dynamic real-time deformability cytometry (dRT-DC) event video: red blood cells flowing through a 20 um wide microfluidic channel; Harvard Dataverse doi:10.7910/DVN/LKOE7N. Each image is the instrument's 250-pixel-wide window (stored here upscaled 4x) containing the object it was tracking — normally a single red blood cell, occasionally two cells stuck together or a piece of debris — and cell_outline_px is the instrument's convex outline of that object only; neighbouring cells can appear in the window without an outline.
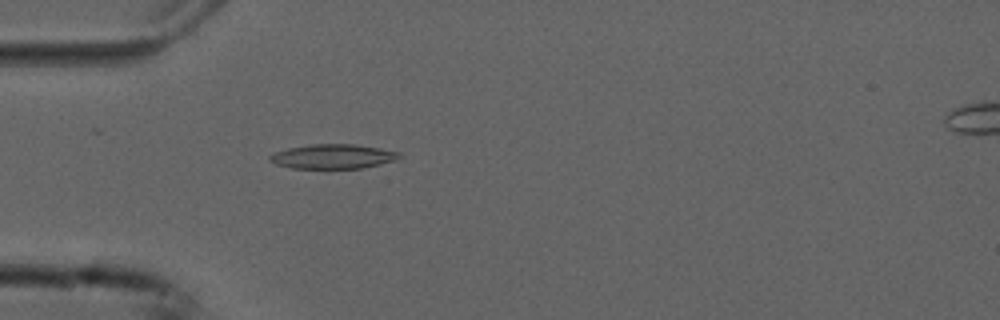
{"species": "common noctule bat (a hibernating species)", "species_latin": "Nyctalus noctula", "temperature_condition": "cold", "stored_images_in_passage": 54, "camera_frame_rate_fps": 3000, "um_per_image_px": 0.085, "animal": {"sex": "male", "forearm_length_mm": 52.5}, "frame": {"image": 1, "passage_image": 16, "time_ms": 5.0, "image_size_px": [1000, 320], "cell_outline_px": [[404, 156], [396, 160], [364, 168], [328, 172], [292, 168], [276, 164], [268, 160], [268, 156], [272, 152], [288, 148], [312, 144], [352, 144], [380, 148], [400, 152]], "centroid_in_image_um": [28.28, 13.35], "position_along_channel_um": 56.7, "area_um2": 19.65}}
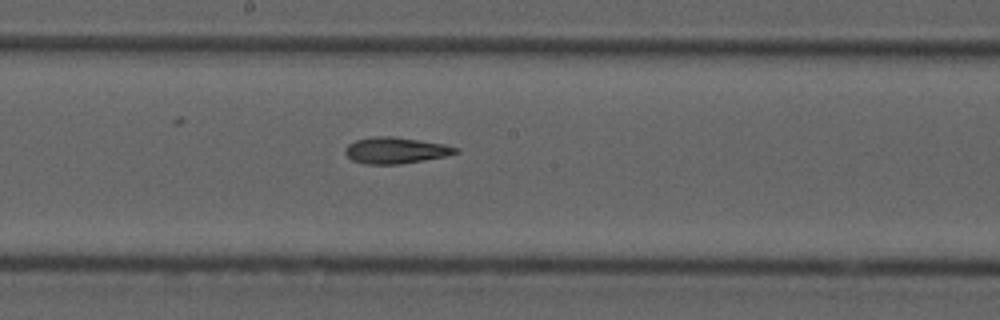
{"frame": {"image": 2, "passage_image": 29, "time_ms": 9.333, "image_size_px": [1000, 320], "cell_outline_px": [[460, 152], [444, 156], [400, 164], [364, 164], [352, 160], [344, 152], [344, 148], [348, 144], [356, 140], [372, 136], [392, 136], [444, 144], [460, 148]], "centroid_in_image_um": [33.6, 12.78], "position_along_channel_um": 214.6, "area_um2": 16.88}}
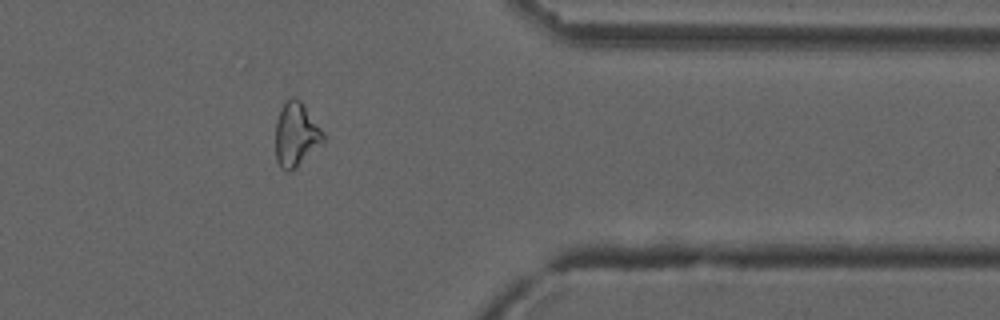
{"frame": {"image": 3, "passage_image": 44, "time_ms": 14.333, "image_size_px": [1000, 320], "cell_outline_px": [[324, 140], [292, 172], [284, 172], [280, 168], [276, 160], [276, 120], [280, 108], [284, 100], [292, 96], [300, 100], [324, 132]], "centroid_in_image_um": [25.13, 11.44], "position_along_channel_um": 386.3, "area_um2": 17.92}, "authors_computed_cell_mechanics": {"area_um2": 17.9469, "velocity_mm_per_s": 3.7544, "shape_relaxation_time_tau1_ms": null, "shape_relaxation_time_tau2_ms": 6.0582, "deformation_change_tau1": null, "deformation_change_tau2": 0.1579}}